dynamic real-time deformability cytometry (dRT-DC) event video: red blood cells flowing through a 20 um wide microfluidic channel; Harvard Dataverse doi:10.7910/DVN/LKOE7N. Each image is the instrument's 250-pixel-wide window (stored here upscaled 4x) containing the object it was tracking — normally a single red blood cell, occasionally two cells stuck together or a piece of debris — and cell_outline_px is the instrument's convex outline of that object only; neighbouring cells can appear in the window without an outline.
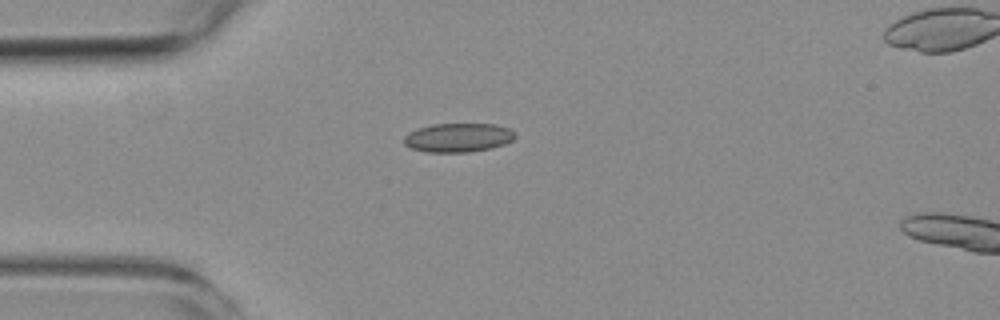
{"species": "common noctule bat (a hibernating species)", "species_latin": "Nyctalus noctula", "temperature_condition": "room temperature", "stored_images_in_passage": 2, "camera_frame_rate_fps": 3000, "um_per_image_px": 0.085, "animal": {"sex": "female", "body_mass_g": 19.3, "forearm_length_mm": 54.1}, "frame": {"image": 1, "passage_image": 1, "time_ms": 0.0, "image_size_px": [1000, 320], "cell_outline_px": [[516, 136], [512, 140], [504, 144], [492, 148], [468, 152], [428, 152], [412, 148], [404, 144], [404, 136], [408, 132], [416, 128], [432, 124], [496, 124], [508, 128]], "centroid_in_image_um": [38.91, 11.69], "position_along_channel_um": 46.1, "area_um2": 18.73}}